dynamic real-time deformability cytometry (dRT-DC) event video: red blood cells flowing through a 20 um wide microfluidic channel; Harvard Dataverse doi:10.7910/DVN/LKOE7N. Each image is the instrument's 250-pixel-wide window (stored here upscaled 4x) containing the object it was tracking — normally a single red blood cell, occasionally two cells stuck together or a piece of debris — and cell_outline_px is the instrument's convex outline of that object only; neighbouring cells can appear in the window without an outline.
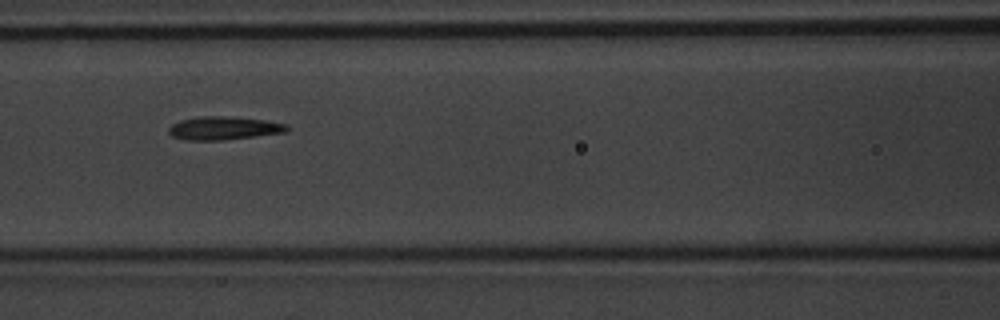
{"species": "common noctule bat (a hibernating species)", "species_latin": "Nyctalus noctula", "temperature_condition": "warm", "stored_images_in_passage": 37, "camera_frame_rate_fps": 3000, "um_per_image_px": 0.085, "animal": {"sex": "male", "body_mass_g": 20.1, "forearm_length_mm": 53.5}, "frame": {"image": 1, "passage_image": 16, "time_ms": 5.0, "image_size_px": [1000, 320], "cell_outline_px": [[292, 128], [284, 132], [256, 136], [224, 140], [184, 140], [172, 136], [168, 132], [168, 128], [172, 124], [180, 120], [200, 116], [224, 116], [264, 120], [288, 124]], "centroid_in_image_um": [19.01, 10.89], "position_along_channel_um": 147.6, "area_um2": 16.07}}